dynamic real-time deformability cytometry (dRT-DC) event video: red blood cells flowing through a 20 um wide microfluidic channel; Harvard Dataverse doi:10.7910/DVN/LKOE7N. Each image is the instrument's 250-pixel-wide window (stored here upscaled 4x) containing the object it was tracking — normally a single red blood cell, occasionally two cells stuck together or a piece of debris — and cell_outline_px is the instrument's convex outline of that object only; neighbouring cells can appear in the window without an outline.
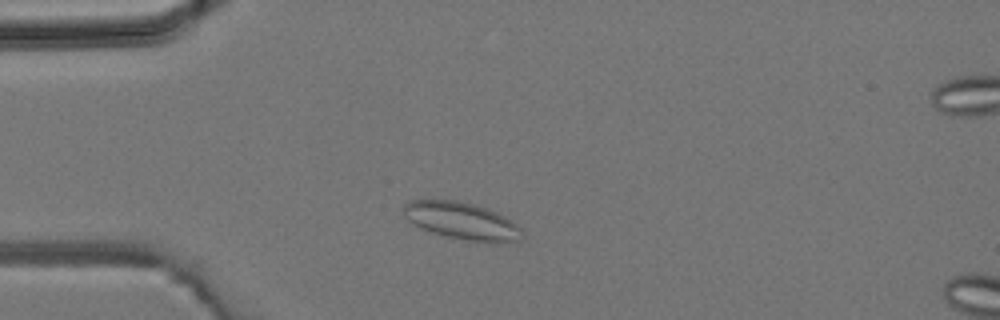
{"species": "common noctule bat (a hibernating species)", "species_latin": "Nyctalus noctula", "temperature_condition": "room temperature", "stored_images_in_passage": 39, "segment_of_instrument_passage": [1, 2], "camera_frame_rate_fps": 3000, "um_per_image_px": 0.085, "animal": {"sex": "male", "body_mass_g": 19.2, "forearm_length_mm": 51.8}, "frame": {"image": 1, "passage_image": 6, "time_ms": 1.667, "image_size_px": [1000, 320], "cell_outline_px": [[524, 236], [520, 240], [496, 244], [468, 240], [448, 236], [432, 232], [420, 228], [408, 220], [404, 216], [400, 208], [408, 200], [456, 200], [488, 208], [512, 220], [524, 232]], "centroid_in_image_um": [39.26, 18.78], "position_along_channel_um": 45.7, "area_um2": 26.01}}
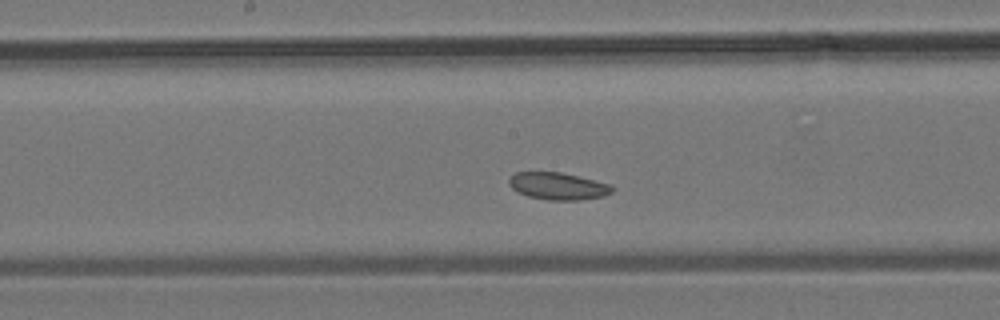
{"frame": {"image": 2, "passage_image": 17, "time_ms": 5.333, "image_size_px": [1000, 320], "cell_outline_px": [[616, 188], [612, 192], [604, 196], [580, 200], [548, 200], [528, 196], [516, 192], [508, 184], [508, 180], [516, 172], [560, 172], [612, 184]], "centroid_in_image_um": [47.45, 15.82], "position_along_channel_um": 200.7, "area_um2": 16.47}}
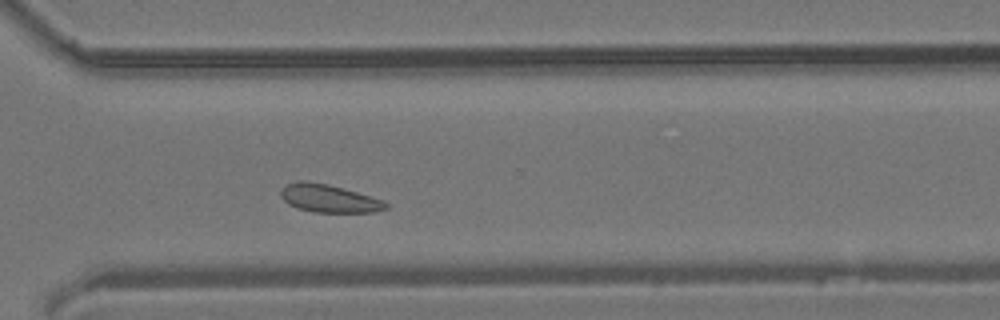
{"frame": {"image": 3, "passage_image": 26, "time_ms": 8.333, "image_size_px": [1000, 320], "cell_outline_px": [[388, 208], [376, 212], [312, 212], [296, 208], [288, 204], [280, 196], [280, 188], [284, 184], [296, 180], [304, 180], [328, 184], [356, 192], [380, 200], [388, 204]], "centroid_in_image_um": [27.86, 16.86], "position_along_channel_um": 342.7, "area_um2": 17.17}}